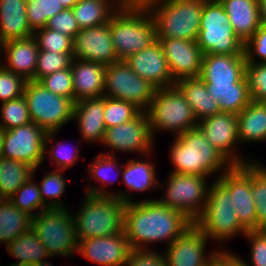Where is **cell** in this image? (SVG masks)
I'll return each instance as SVG.
<instances>
[{
	"mask_svg": "<svg viewBox=\"0 0 266 266\" xmlns=\"http://www.w3.org/2000/svg\"><path fill=\"white\" fill-rule=\"evenodd\" d=\"M192 224L158 199L127 203L124 211V232L131 249H154L148 245L159 242L169 245Z\"/></svg>",
	"mask_w": 266,
	"mask_h": 266,
	"instance_id": "obj_1",
	"label": "cell"
},
{
	"mask_svg": "<svg viewBox=\"0 0 266 266\" xmlns=\"http://www.w3.org/2000/svg\"><path fill=\"white\" fill-rule=\"evenodd\" d=\"M221 112L237 115L251 102L246 78V56L205 54L199 76Z\"/></svg>",
	"mask_w": 266,
	"mask_h": 266,
	"instance_id": "obj_2",
	"label": "cell"
},
{
	"mask_svg": "<svg viewBox=\"0 0 266 266\" xmlns=\"http://www.w3.org/2000/svg\"><path fill=\"white\" fill-rule=\"evenodd\" d=\"M169 158L173 173L195 174L217 179L232 164L204 136L198 126L174 136ZM215 173V174H214ZM219 175H218V174Z\"/></svg>",
	"mask_w": 266,
	"mask_h": 266,
	"instance_id": "obj_3",
	"label": "cell"
},
{
	"mask_svg": "<svg viewBox=\"0 0 266 266\" xmlns=\"http://www.w3.org/2000/svg\"><path fill=\"white\" fill-rule=\"evenodd\" d=\"M109 29L118 60H126L157 40L154 19L145 6H121L111 17Z\"/></svg>",
	"mask_w": 266,
	"mask_h": 266,
	"instance_id": "obj_4",
	"label": "cell"
},
{
	"mask_svg": "<svg viewBox=\"0 0 266 266\" xmlns=\"http://www.w3.org/2000/svg\"><path fill=\"white\" fill-rule=\"evenodd\" d=\"M126 203L114 196L85 193L80 209L73 214L77 240L106 237L124 230Z\"/></svg>",
	"mask_w": 266,
	"mask_h": 266,
	"instance_id": "obj_5",
	"label": "cell"
},
{
	"mask_svg": "<svg viewBox=\"0 0 266 266\" xmlns=\"http://www.w3.org/2000/svg\"><path fill=\"white\" fill-rule=\"evenodd\" d=\"M204 0H155L145 7L156 26V39L197 41Z\"/></svg>",
	"mask_w": 266,
	"mask_h": 266,
	"instance_id": "obj_6",
	"label": "cell"
},
{
	"mask_svg": "<svg viewBox=\"0 0 266 266\" xmlns=\"http://www.w3.org/2000/svg\"><path fill=\"white\" fill-rule=\"evenodd\" d=\"M194 224L215 243L224 244L226 240L248 232L232 207L230 193L217 179L210 184L205 208Z\"/></svg>",
	"mask_w": 266,
	"mask_h": 266,
	"instance_id": "obj_7",
	"label": "cell"
},
{
	"mask_svg": "<svg viewBox=\"0 0 266 266\" xmlns=\"http://www.w3.org/2000/svg\"><path fill=\"white\" fill-rule=\"evenodd\" d=\"M197 44L203 55H244L245 43L237 37L219 0H204Z\"/></svg>",
	"mask_w": 266,
	"mask_h": 266,
	"instance_id": "obj_8",
	"label": "cell"
},
{
	"mask_svg": "<svg viewBox=\"0 0 266 266\" xmlns=\"http://www.w3.org/2000/svg\"><path fill=\"white\" fill-rule=\"evenodd\" d=\"M146 112L154 139L157 131L171 132L176 137L198 123L191 106L176 86L156 89Z\"/></svg>",
	"mask_w": 266,
	"mask_h": 266,
	"instance_id": "obj_9",
	"label": "cell"
},
{
	"mask_svg": "<svg viewBox=\"0 0 266 266\" xmlns=\"http://www.w3.org/2000/svg\"><path fill=\"white\" fill-rule=\"evenodd\" d=\"M32 229L46 248L50 258L74 257L78 241L73 212L69 208H48L32 218Z\"/></svg>",
	"mask_w": 266,
	"mask_h": 266,
	"instance_id": "obj_10",
	"label": "cell"
},
{
	"mask_svg": "<svg viewBox=\"0 0 266 266\" xmlns=\"http://www.w3.org/2000/svg\"><path fill=\"white\" fill-rule=\"evenodd\" d=\"M208 176L170 172L165 185L159 183L165 196L158 199L162 204L177 210L193 223L203 213L207 201Z\"/></svg>",
	"mask_w": 266,
	"mask_h": 266,
	"instance_id": "obj_11",
	"label": "cell"
},
{
	"mask_svg": "<svg viewBox=\"0 0 266 266\" xmlns=\"http://www.w3.org/2000/svg\"><path fill=\"white\" fill-rule=\"evenodd\" d=\"M23 95L31 122L46 132L60 131L62 126L73 121L74 102L50 92L38 81L28 80Z\"/></svg>",
	"mask_w": 266,
	"mask_h": 266,
	"instance_id": "obj_12",
	"label": "cell"
},
{
	"mask_svg": "<svg viewBox=\"0 0 266 266\" xmlns=\"http://www.w3.org/2000/svg\"><path fill=\"white\" fill-rule=\"evenodd\" d=\"M155 90L152 84L137 75L124 60L106 65L104 97L128 101L146 112Z\"/></svg>",
	"mask_w": 266,
	"mask_h": 266,
	"instance_id": "obj_13",
	"label": "cell"
},
{
	"mask_svg": "<svg viewBox=\"0 0 266 266\" xmlns=\"http://www.w3.org/2000/svg\"><path fill=\"white\" fill-rule=\"evenodd\" d=\"M154 141L148 114L141 111L132 120L107 128L101 144L111 148V152H104L106 155L115 156L116 152H137L143 156L153 153Z\"/></svg>",
	"mask_w": 266,
	"mask_h": 266,
	"instance_id": "obj_14",
	"label": "cell"
},
{
	"mask_svg": "<svg viewBox=\"0 0 266 266\" xmlns=\"http://www.w3.org/2000/svg\"><path fill=\"white\" fill-rule=\"evenodd\" d=\"M46 131L34 122L4 130L1 157L27 163L34 169L44 163Z\"/></svg>",
	"mask_w": 266,
	"mask_h": 266,
	"instance_id": "obj_15",
	"label": "cell"
},
{
	"mask_svg": "<svg viewBox=\"0 0 266 266\" xmlns=\"http://www.w3.org/2000/svg\"><path fill=\"white\" fill-rule=\"evenodd\" d=\"M217 180L228 190L241 225L247 230H257L256 208L251 194V162L232 165Z\"/></svg>",
	"mask_w": 266,
	"mask_h": 266,
	"instance_id": "obj_16",
	"label": "cell"
},
{
	"mask_svg": "<svg viewBox=\"0 0 266 266\" xmlns=\"http://www.w3.org/2000/svg\"><path fill=\"white\" fill-rule=\"evenodd\" d=\"M197 126L207 141L232 165H242L255 161L235 150L236 145L240 144L237 115L221 112L198 121Z\"/></svg>",
	"mask_w": 266,
	"mask_h": 266,
	"instance_id": "obj_17",
	"label": "cell"
},
{
	"mask_svg": "<svg viewBox=\"0 0 266 266\" xmlns=\"http://www.w3.org/2000/svg\"><path fill=\"white\" fill-rule=\"evenodd\" d=\"M209 239L193 223L171 244L166 246L164 255L167 266H210L219 250L215 249L208 254L206 246ZM208 255H207V254Z\"/></svg>",
	"mask_w": 266,
	"mask_h": 266,
	"instance_id": "obj_18",
	"label": "cell"
},
{
	"mask_svg": "<svg viewBox=\"0 0 266 266\" xmlns=\"http://www.w3.org/2000/svg\"><path fill=\"white\" fill-rule=\"evenodd\" d=\"M73 59H82L110 65L118 60L114 49L109 22L82 28L73 38Z\"/></svg>",
	"mask_w": 266,
	"mask_h": 266,
	"instance_id": "obj_19",
	"label": "cell"
},
{
	"mask_svg": "<svg viewBox=\"0 0 266 266\" xmlns=\"http://www.w3.org/2000/svg\"><path fill=\"white\" fill-rule=\"evenodd\" d=\"M157 40L162 45L174 82L200 76L203 53L197 41L179 38Z\"/></svg>",
	"mask_w": 266,
	"mask_h": 266,
	"instance_id": "obj_20",
	"label": "cell"
},
{
	"mask_svg": "<svg viewBox=\"0 0 266 266\" xmlns=\"http://www.w3.org/2000/svg\"><path fill=\"white\" fill-rule=\"evenodd\" d=\"M77 241V254L100 266H125L131 251L124 230L106 237Z\"/></svg>",
	"mask_w": 266,
	"mask_h": 266,
	"instance_id": "obj_21",
	"label": "cell"
},
{
	"mask_svg": "<svg viewBox=\"0 0 266 266\" xmlns=\"http://www.w3.org/2000/svg\"><path fill=\"white\" fill-rule=\"evenodd\" d=\"M124 61L156 89L175 86L162 45L158 40Z\"/></svg>",
	"mask_w": 266,
	"mask_h": 266,
	"instance_id": "obj_22",
	"label": "cell"
},
{
	"mask_svg": "<svg viewBox=\"0 0 266 266\" xmlns=\"http://www.w3.org/2000/svg\"><path fill=\"white\" fill-rule=\"evenodd\" d=\"M38 52L39 48L33 36L8 40L0 44V64L27 81H35ZM3 58L5 59L1 60Z\"/></svg>",
	"mask_w": 266,
	"mask_h": 266,
	"instance_id": "obj_23",
	"label": "cell"
},
{
	"mask_svg": "<svg viewBox=\"0 0 266 266\" xmlns=\"http://www.w3.org/2000/svg\"><path fill=\"white\" fill-rule=\"evenodd\" d=\"M151 154L152 153L144 154V158H148L149 160H144L143 157L139 160H135L133 158L129 159L125 163L126 165L123 164L121 178L123 180V183L126 185L127 190H115L116 192H114V197L122 200L127 204L135 202L131 195L133 193L131 192L140 191L143 193V191L145 192L152 188L159 189L160 182L158 181V177L156 176V167L149 157Z\"/></svg>",
	"mask_w": 266,
	"mask_h": 266,
	"instance_id": "obj_24",
	"label": "cell"
},
{
	"mask_svg": "<svg viewBox=\"0 0 266 266\" xmlns=\"http://www.w3.org/2000/svg\"><path fill=\"white\" fill-rule=\"evenodd\" d=\"M73 75L74 103L85 99L100 98L104 95L106 65L73 59L71 63Z\"/></svg>",
	"mask_w": 266,
	"mask_h": 266,
	"instance_id": "obj_25",
	"label": "cell"
},
{
	"mask_svg": "<svg viewBox=\"0 0 266 266\" xmlns=\"http://www.w3.org/2000/svg\"><path fill=\"white\" fill-rule=\"evenodd\" d=\"M103 115L104 96L74 103L72 120H76L83 141L102 143L106 131Z\"/></svg>",
	"mask_w": 266,
	"mask_h": 266,
	"instance_id": "obj_26",
	"label": "cell"
},
{
	"mask_svg": "<svg viewBox=\"0 0 266 266\" xmlns=\"http://www.w3.org/2000/svg\"><path fill=\"white\" fill-rule=\"evenodd\" d=\"M237 37L246 43L260 28L258 0H219Z\"/></svg>",
	"mask_w": 266,
	"mask_h": 266,
	"instance_id": "obj_27",
	"label": "cell"
},
{
	"mask_svg": "<svg viewBox=\"0 0 266 266\" xmlns=\"http://www.w3.org/2000/svg\"><path fill=\"white\" fill-rule=\"evenodd\" d=\"M33 36L26 16V0H0V44Z\"/></svg>",
	"mask_w": 266,
	"mask_h": 266,
	"instance_id": "obj_28",
	"label": "cell"
},
{
	"mask_svg": "<svg viewBox=\"0 0 266 266\" xmlns=\"http://www.w3.org/2000/svg\"><path fill=\"white\" fill-rule=\"evenodd\" d=\"M175 86L191 106L197 121L221 113L218 102L208 93L205 82L200 77L178 80Z\"/></svg>",
	"mask_w": 266,
	"mask_h": 266,
	"instance_id": "obj_29",
	"label": "cell"
},
{
	"mask_svg": "<svg viewBox=\"0 0 266 266\" xmlns=\"http://www.w3.org/2000/svg\"><path fill=\"white\" fill-rule=\"evenodd\" d=\"M238 136L242 143L266 142V107L251 101L237 114Z\"/></svg>",
	"mask_w": 266,
	"mask_h": 266,
	"instance_id": "obj_30",
	"label": "cell"
},
{
	"mask_svg": "<svg viewBox=\"0 0 266 266\" xmlns=\"http://www.w3.org/2000/svg\"><path fill=\"white\" fill-rule=\"evenodd\" d=\"M121 6L119 0H80L72 7V10L80 29H82L109 22Z\"/></svg>",
	"mask_w": 266,
	"mask_h": 266,
	"instance_id": "obj_31",
	"label": "cell"
},
{
	"mask_svg": "<svg viewBox=\"0 0 266 266\" xmlns=\"http://www.w3.org/2000/svg\"><path fill=\"white\" fill-rule=\"evenodd\" d=\"M94 159L95 160L92 161L93 163H90L88 168V177H91L94 181L101 182L99 184L102 186H87L88 189H86L85 193L95 196H114L113 190L108 192V190L104 188L107 187L106 185L112 186L111 184L117 179L120 180L118 177L122 174L123 165L116 160L117 156L99 153ZM113 172L116 173L114 174Z\"/></svg>",
	"mask_w": 266,
	"mask_h": 266,
	"instance_id": "obj_32",
	"label": "cell"
},
{
	"mask_svg": "<svg viewBox=\"0 0 266 266\" xmlns=\"http://www.w3.org/2000/svg\"><path fill=\"white\" fill-rule=\"evenodd\" d=\"M32 216L19 210L9 199L0 200V244L7 246L32 228Z\"/></svg>",
	"mask_w": 266,
	"mask_h": 266,
	"instance_id": "obj_33",
	"label": "cell"
},
{
	"mask_svg": "<svg viewBox=\"0 0 266 266\" xmlns=\"http://www.w3.org/2000/svg\"><path fill=\"white\" fill-rule=\"evenodd\" d=\"M6 251L7 254L14 257L18 263H24L29 266L38 264L50 257L32 228L9 243L6 246Z\"/></svg>",
	"mask_w": 266,
	"mask_h": 266,
	"instance_id": "obj_34",
	"label": "cell"
},
{
	"mask_svg": "<svg viewBox=\"0 0 266 266\" xmlns=\"http://www.w3.org/2000/svg\"><path fill=\"white\" fill-rule=\"evenodd\" d=\"M27 163L0 158V198L9 199L33 174Z\"/></svg>",
	"mask_w": 266,
	"mask_h": 266,
	"instance_id": "obj_35",
	"label": "cell"
},
{
	"mask_svg": "<svg viewBox=\"0 0 266 266\" xmlns=\"http://www.w3.org/2000/svg\"><path fill=\"white\" fill-rule=\"evenodd\" d=\"M37 169L39 167L33 170L32 176L9 198L19 210L32 217L38 215L42 210L48 209L43 203L38 184L34 182V173L36 174Z\"/></svg>",
	"mask_w": 266,
	"mask_h": 266,
	"instance_id": "obj_36",
	"label": "cell"
},
{
	"mask_svg": "<svg viewBox=\"0 0 266 266\" xmlns=\"http://www.w3.org/2000/svg\"><path fill=\"white\" fill-rule=\"evenodd\" d=\"M58 132L59 131L46 132L44 143V157H46V155L48 154V159L51 160L50 164H53V166L55 167L54 169L66 171L72 168L73 165H76V162L78 163L80 150L77 145L76 148L73 147L74 150H68L69 148H67V146L64 144V140L57 143L54 142V137H56V134Z\"/></svg>",
	"mask_w": 266,
	"mask_h": 266,
	"instance_id": "obj_37",
	"label": "cell"
},
{
	"mask_svg": "<svg viewBox=\"0 0 266 266\" xmlns=\"http://www.w3.org/2000/svg\"><path fill=\"white\" fill-rule=\"evenodd\" d=\"M251 194L256 208L257 230L266 229V166L251 162Z\"/></svg>",
	"mask_w": 266,
	"mask_h": 266,
	"instance_id": "obj_38",
	"label": "cell"
},
{
	"mask_svg": "<svg viewBox=\"0 0 266 266\" xmlns=\"http://www.w3.org/2000/svg\"><path fill=\"white\" fill-rule=\"evenodd\" d=\"M64 170L53 169L40 180L38 184L43 203L48 208H67L64 201L61 200L65 194L66 183Z\"/></svg>",
	"mask_w": 266,
	"mask_h": 266,
	"instance_id": "obj_39",
	"label": "cell"
},
{
	"mask_svg": "<svg viewBox=\"0 0 266 266\" xmlns=\"http://www.w3.org/2000/svg\"><path fill=\"white\" fill-rule=\"evenodd\" d=\"M63 10L59 0H26L27 21L33 32L44 28L51 17Z\"/></svg>",
	"mask_w": 266,
	"mask_h": 266,
	"instance_id": "obj_40",
	"label": "cell"
},
{
	"mask_svg": "<svg viewBox=\"0 0 266 266\" xmlns=\"http://www.w3.org/2000/svg\"><path fill=\"white\" fill-rule=\"evenodd\" d=\"M0 109V116L2 118L0 126L4 130H10L31 122L27 101L24 95L1 103Z\"/></svg>",
	"mask_w": 266,
	"mask_h": 266,
	"instance_id": "obj_41",
	"label": "cell"
},
{
	"mask_svg": "<svg viewBox=\"0 0 266 266\" xmlns=\"http://www.w3.org/2000/svg\"><path fill=\"white\" fill-rule=\"evenodd\" d=\"M141 110L120 99L104 97V124L107 128L121 125L135 118Z\"/></svg>",
	"mask_w": 266,
	"mask_h": 266,
	"instance_id": "obj_42",
	"label": "cell"
},
{
	"mask_svg": "<svg viewBox=\"0 0 266 266\" xmlns=\"http://www.w3.org/2000/svg\"><path fill=\"white\" fill-rule=\"evenodd\" d=\"M73 52L55 53L39 50L37 66L35 69V81H39L46 75L71 67Z\"/></svg>",
	"mask_w": 266,
	"mask_h": 266,
	"instance_id": "obj_43",
	"label": "cell"
},
{
	"mask_svg": "<svg viewBox=\"0 0 266 266\" xmlns=\"http://www.w3.org/2000/svg\"><path fill=\"white\" fill-rule=\"evenodd\" d=\"M39 50L55 53L73 52V38L67 34L49 28H41L33 32Z\"/></svg>",
	"mask_w": 266,
	"mask_h": 266,
	"instance_id": "obj_44",
	"label": "cell"
},
{
	"mask_svg": "<svg viewBox=\"0 0 266 266\" xmlns=\"http://www.w3.org/2000/svg\"><path fill=\"white\" fill-rule=\"evenodd\" d=\"M50 92L71 99L74 102L73 75L71 67L46 75L39 81Z\"/></svg>",
	"mask_w": 266,
	"mask_h": 266,
	"instance_id": "obj_45",
	"label": "cell"
},
{
	"mask_svg": "<svg viewBox=\"0 0 266 266\" xmlns=\"http://www.w3.org/2000/svg\"><path fill=\"white\" fill-rule=\"evenodd\" d=\"M246 78L251 101L266 100V62L246 63Z\"/></svg>",
	"mask_w": 266,
	"mask_h": 266,
	"instance_id": "obj_46",
	"label": "cell"
},
{
	"mask_svg": "<svg viewBox=\"0 0 266 266\" xmlns=\"http://www.w3.org/2000/svg\"><path fill=\"white\" fill-rule=\"evenodd\" d=\"M27 80L0 64V101L17 98L24 93Z\"/></svg>",
	"mask_w": 266,
	"mask_h": 266,
	"instance_id": "obj_47",
	"label": "cell"
},
{
	"mask_svg": "<svg viewBox=\"0 0 266 266\" xmlns=\"http://www.w3.org/2000/svg\"><path fill=\"white\" fill-rule=\"evenodd\" d=\"M244 54L246 56V63H259V62L265 63L266 62V26L265 25H261L260 28L245 43Z\"/></svg>",
	"mask_w": 266,
	"mask_h": 266,
	"instance_id": "obj_48",
	"label": "cell"
},
{
	"mask_svg": "<svg viewBox=\"0 0 266 266\" xmlns=\"http://www.w3.org/2000/svg\"><path fill=\"white\" fill-rule=\"evenodd\" d=\"M244 237L251 242L250 264L248 266H266V229L250 230Z\"/></svg>",
	"mask_w": 266,
	"mask_h": 266,
	"instance_id": "obj_49",
	"label": "cell"
},
{
	"mask_svg": "<svg viewBox=\"0 0 266 266\" xmlns=\"http://www.w3.org/2000/svg\"><path fill=\"white\" fill-rule=\"evenodd\" d=\"M125 266H167L162 250L131 249Z\"/></svg>",
	"mask_w": 266,
	"mask_h": 266,
	"instance_id": "obj_50",
	"label": "cell"
},
{
	"mask_svg": "<svg viewBox=\"0 0 266 266\" xmlns=\"http://www.w3.org/2000/svg\"><path fill=\"white\" fill-rule=\"evenodd\" d=\"M45 27L67 34L72 38L81 30L72 9H65L57 13L48 20Z\"/></svg>",
	"mask_w": 266,
	"mask_h": 266,
	"instance_id": "obj_51",
	"label": "cell"
},
{
	"mask_svg": "<svg viewBox=\"0 0 266 266\" xmlns=\"http://www.w3.org/2000/svg\"><path fill=\"white\" fill-rule=\"evenodd\" d=\"M210 266H248L244 258L231 251L219 250Z\"/></svg>",
	"mask_w": 266,
	"mask_h": 266,
	"instance_id": "obj_52",
	"label": "cell"
},
{
	"mask_svg": "<svg viewBox=\"0 0 266 266\" xmlns=\"http://www.w3.org/2000/svg\"><path fill=\"white\" fill-rule=\"evenodd\" d=\"M155 0H119L122 6H146Z\"/></svg>",
	"mask_w": 266,
	"mask_h": 266,
	"instance_id": "obj_53",
	"label": "cell"
},
{
	"mask_svg": "<svg viewBox=\"0 0 266 266\" xmlns=\"http://www.w3.org/2000/svg\"><path fill=\"white\" fill-rule=\"evenodd\" d=\"M261 24L266 26V0H258Z\"/></svg>",
	"mask_w": 266,
	"mask_h": 266,
	"instance_id": "obj_54",
	"label": "cell"
},
{
	"mask_svg": "<svg viewBox=\"0 0 266 266\" xmlns=\"http://www.w3.org/2000/svg\"><path fill=\"white\" fill-rule=\"evenodd\" d=\"M65 9H72V7L80 0H59Z\"/></svg>",
	"mask_w": 266,
	"mask_h": 266,
	"instance_id": "obj_55",
	"label": "cell"
},
{
	"mask_svg": "<svg viewBox=\"0 0 266 266\" xmlns=\"http://www.w3.org/2000/svg\"><path fill=\"white\" fill-rule=\"evenodd\" d=\"M51 263L52 262H49V260H44V261L39 262L38 264H34L31 266H54Z\"/></svg>",
	"mask_w": 266,
	"mask_h": 266,
	"instance_id": "obj_56",
	"label": "cell"
},
{
	"mask_svg": "<svg viewBox=\"0 0 266 266\" xmlns=\"http://www.w3.org/2000/svg\"><path fill=\"white\" fill-rule=\"evenodd\" d=\"M3 134H4V129L0 126V158L2 154Z\"/></svg>",
	"mask_w": 266,
	"mask_h": 266,
	"instance_id": "obj_57",
	"label": "cell"
},
{
	"mask_svg": "<svg viewBox=\"0 0 266 266\" xmlns=\"http://www.w3.org/2000/svg\"><path fill=\"white\" fill-rule=\"evenodd\" d=\"M8 266H29V265H27V264H24V263H18V262H14V263H10V265H8Z\"/></svg>",
	"mask_w": 266,
	"mask_h": 266,
	"instance_id": "obj_58",
	"label": "cell"
},
{
	"mask_svg": "<svg viewBox=\"0 0 266 266\" xmlns=\"http://www.w3.org/2000/svg\"><path fill=\"white\" fill-rule=\"evenodd\" d=\"M262 103H263V104H264V106L266 107V100H264Z\"/></svg>",
	"mask_w": 266,
	"mask_h": 266,
	"instance_id": "obj_59",
	"label": "cell"
}]
</instances>
